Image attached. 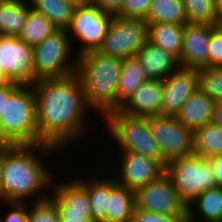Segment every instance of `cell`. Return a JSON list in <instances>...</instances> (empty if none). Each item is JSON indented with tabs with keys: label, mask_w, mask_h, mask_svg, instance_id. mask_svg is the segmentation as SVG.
<instances>
[{
	"label": "cell",
	"mask_w": 222,
	"mask_h": 222,
	"mask_svg": "<svg viewBox=\"0 0 222 222\" xmlns=\"http://www.w3.org/2000/svg\"><path fill=\"white\" fill-rule=\"evenodd\" d=\"M32 87L36 96L39 144L65 149L86 135L88 111L91 114L92 110L85 102L75 73L63 78L38 80Z\"/></svg>",
	"instance_id": "1"
},
{
	"label": "cell",
	"mask_w": 222,
	"mask_h": 222,
	"mask_svg": "<svg viewBox=\"0 0 222 222\" xmlns=\"http://www.w3.org/2000/svg\"><path fill=\"white\" fill-rule=\"evenodd\" d=\"M57 150L61 151L55 146L42 143L14 145L11 149L3 151V202L28 203L29 199L36 202L49 197L51 192L46 191L52 189L55 174L52 175L53 169H49L50 165H46L47 162L42 160L44 155L47 157L53 152L56 155Z\"/></svg>",
	"instance_id": "2"
},
{
	"label": "cell",
	"mask_w": 222,
	"mask_h": 222,
	"mask_svg": "<svg viewBox=\"0 0 222 222\" xmlns=\"http://www.w3.org/2000/svg\"><path fill=\"white\" fill-rule=\"evenodd\" d=\"M75 74L80 80L87 106L102 119L118 111V80L122 59L89 52L76 57Z\"/></svg>",
	"instance_id": "3"
},
{
	"label": "cell",
	"mask_w": 222,
	"mask_h": 222,
	"mask_svg": "<svg viewBox=\"0 0 222 222\" xmlns=\"http://www.w3.org/2000/svg\"><path fill=\"white\" fill-rule=\"evenodd\" d=\"M0 124L14 145L39 144L36 96L32 85H19L9 95Z\"/></svg>",
	"instance_id": "4"
},
{
	"label": "cell",
	"mask_w": 222,
	"mask_h": 222,
	"mask_svg": "<svg viewBox=\"0 0 222 222\" xmlns=\"http://www.w3.org/2000/svg\"><path fill=\"white\" fill-rule=\"evenodd\" d=\"M101 120L106 125L104 131L109 133L110 140L121 151L142 153L163 164L160 149L150 129L149 117L130 116L118 110L108 113Z\"/></svg>",
	"instance_id": "5"
},
{
	"label": "cell",
	"mask_w": 222,
	"mask_h": 222,
	"mask_svg": "<svg viewBox=\"0 0 222 222\" xmlns=\"http://www.w3.org/2000/svg\"><path fill=\"white\" fill-rule=\"evenodd\" d=\"M34 83L75 73L76 57L66 29H57L34 47Z\"/></svg>",
	"instance_id": "6"
},
{
	"label": "cell",
	"mask_w": 222,
	"mask_h": 222,
	"mask_svg": "<svg viewBox=\"0 0 222 222\" xmlns=\"http://www.w3.org/2000/svg\"><path fill=\"white\" fill-rule=\"evenodd\" d=\"M114 16L113 14L103 12L89 0L75 7L71 22L66 30L73 52L74 49L76 50V57L98 51L108 33ZM76 40L80 45L74 48Z\"/></svg>",
	"instance_id": "7"
},
{
	"label": "cell",
	"mask_w": 222,
	"mask_h": 222,
	"mask_svg": "<svg viewBox=\"0 0 222 222\" xmlns=\"http://www.w3.org/2000/svg\"><path fill=\"white\" fill-rule=\"evenodd\" d=\"M165 172L187 206L202 192L216 187L210 163L195 153L171 160L166 164Z\"/></svg>",
	"instance_id": "8"
},
{
	"label": "cell",
	"mask_w": 222,
	"mask_h": 222,
	"mask_svg": "<svg viewBox=\"0 0 222 222\" xmlns=\"http://www.w3.org/2000/svg\"><path fill=\"white\" fill-rule=\"evenodd\" d=\"M148 41V23L143 19L114 16L98 53L107 57L125 59L137 56Z\"/></svg>",
	"instance_id": "9"
},
{
	"label": "cell",
	"mask_w": 222,
	"mask_h": 222,
	"mask_svg": "<svg viewBox=\"0 0 222 222\" xmlns=\"http://www.w3.org/2000/svg\"><path fill=\"white\" fill-rule=\"evenodd\" d=\"M149 123L164 166L173 159L194 154V130L180 123L176 117L151 116Z\"/></svg>",
	"instance_id": "10"
},
{
	"label": "cell",
	"mask_w": 222,
	"mask_h": 222,
	"mask_svg": "<svg viewBox=\"0 0 222 222\" xmlns=\"http://www.w3.org/2000/svg\"><path fill=\"white\" fill-rule=\"evenodd\" d=\"M135 206L173 217H187L188 212L187 205L180 199L166 172L135 191Z\"/></svg>",
	"instance_id": "11"
},
{
	"label": "cell",
	"mask_w": 222,
	"mask_h": 222,
	"mask_svg": "<svg viewBox=\"0 0 222 222\" xmlns=\"http://www.w3.org/2000/svg\"><path fill=\"white\" fill-rule=\"evenodd\" d=\"M0 65L12 82L34 84V48L19 37L0 36Z\"/></svg>",
	"instance_id": "12"
},
{
	"label": "cell",
	"mask_w": 222,
	"mask_h": 222,
	"mask_svg": "<svg viewBox=\"0 0 222 222\" xmlns=\"http://www.w3.org/2000/svg\"><path fill=\"white\" fill-rule=\"evenodd\" d=\"M118 153L120 157L119 167L117 168L119 173L113 176H115L119 185L125 186L134 192L165 172V166L158 159L132 151L118 150Z\"/></svg>",
	"instance_id": "13"
},
{
	"label": "cell",
	"mask_w": 222,
	"mask_h": 222,
	"mask_svg": "<svg viewBox=\"0 0 222 222\" xmlns=\"http://www.w3.org/2000/svg\"><path fill=\"white\" fill-rule=\"evenodd\" d=\"M161 116L176 117L188 97L199 88L198 70L181 67L164 80Z\"/></svg>",
	"instance_id": "14"
},
{
	"label": "cell",
	"mask_w": 222,
	"mask_h": 222,
	"mask_svg": "<svg viewBox=\"0 0 222 222\" xmlns=\"http://www.w3.org/2000/svg\"><path fill=\"white\" fill-rule=\"evenodd\" d=\"M215 26L208 24H185L180 64L183 68L201 69L208 67L210 33Z\"/></svg>",
	"instance_id": "15"
},
{
	"label": "cell",
	"mask_w": 222,
	"mask_h": 222,
	"mask_svg": "<svg viewBox=\"0 0 222 222\" xmlns=\"http://www.w3.org/2000/svg\"><path fill=\"white\" fill-rule=\"evenodd\" d=\"M162 97V80H148L122 103L119 111L126 115L146 118L160 116Z\"/></svg>",
	"instance_id": "16"
},
{
	"label": "cell",
	"mask_w": 222,
	"mask_h": 222,
	"mask_svg": "<svg viewBox=\"0 0 222 222\" xmlns=\"http://www.w3.org/2000/svg\"><path fill=\"white\" fill-rule=\"evenodd\" d=\"M137 57L149 80H164L171 73L181 68L177 56L155 46L149 40L138 51Z\"/></svg>",
	"instance_id": "17"
},
{
	"label": "cell",
	"mask_w": 222,
	"mask_h": 222,
	"mask_svg": "<svg viewBox=\"0 0 222 222\" xmlns=\"http://www.w3.org/2000/svg\"><path fill=\"white\" fill-rule=\"evenodd\" d=\"M56 179L58 177L53 179V189H50L51 194L49 197L56 203L57 210L92 212L87 189L76 178H71V181Z\"/></svg>",
	"instance_id": "18"
},
{
	"label": "cell",
	"mask_w": 222,
	"mask_h": 222,
	"mask_svg": "<svg viewBox=\"0 0 222 222\" xmlns=\"http://www.w3.org/2000/svg\"><path fill=\"white\" fill-rule=\"evenodd\" d=\"M215 102L200 88L183 103L177 120L186 127L196 130L211 123Z\"/></svg>",
	"instance_id": "19"
},
{
	"label": "cell",
	"mask_w": 222,
	"mask_h": 222,
	"mask_svg": "<svg viewBox=\"0 0 222 222\" xmlns=\"http://www.w3.org/2000/svg\"><path fill=\"white\" fill-rule=\"evenodd\" d=\"M187 211V222H200L201 217V222H222V188L202 192L187 206Z\"/></svg>",
	"instance_id": "20"
},
{
	"label": "cell",
	"mask_w": 222,
	"mask_h": 222,
	"mask_svg": "<svg viewBox=\"0 0 222 222\" xmlns=\"http://www.w3.org/2000/svg\"><path fill=\"white\" fill-rule=\"evenodd\" d=\"M135 208V192L117 183L111 174V194L108 211L101 222H132Z\"/></svg>",
	"instance_id": "21"
},
{
	"label": "cell",
	"mask_w": 222,
	"mask_h": 222,
	"mask_svg": "<svg viewBox=\"0 0 222 222\" xmlns=\"http://www.w3.org/2000/svg\"><path fill=\"white\" fill-rule=\"evenodd\" d=\"M31 8L29 0H0V36L20 37Z\"/></svg>",
	"instance_id": "22"
},
{
	"label": "cell",
	"mask_w": 222,
	"mask_h": 222,
	"mask_svg": "<svg viewBox=\"0 0 222 222\" xmlns=\"http://www.w3.org/2000/svg\"><path fill=\"white\" fill-rule=\"evenodd\" d=\"M76 178L87 189L92 219L101 222L106 217L108 211L109 196L111 194V176L106 175L100 178L99 176L92 175L91 179Z\"/></svg>",
	"instance_id": "23"
},
{
	"label": "cell",
	"mask_w": 222,
	"mask_h": 222,
	"mask_svg": "<svg viewBox=\"0 0 222 222\" xmlns=\"http://www.w3.org/2000/svg\"><path fill=\"white\" fill-rule=\"evenodd\" d=\"M183 31L184 25L148 23V40L180 59L183 47Z\"/></svg>",
	"instance_id": "24"
},
{
	"label": "cell",
	"mask_w": 222,
	"mask_h": 222,
	"mask_svg": "<svg viewBox=\"0 0 222 222\" xmlns=\"http://www.w3.org/2000/svg\"><path fill=\"white\" fill-rule=\"evenodd\" d=\"M148 80L142 68L141 61L137 56H130L123 59L117 87L118 110L122 103Z\"/></svg>",
	"instance_id": "25"
},
{
	"label": "cell",
	"mask_w": 222,
	"mask_h": 222,
	"mask_svg": "<svg viewBox=\"0 0 222 222\" xmlns=\"http://www.w3.org/2000/svg\"><path fill=\"white\" fill-rule=\"evenodd\" d=\"M147 23L187 24V17L182 0H152L149 13L145 19Z\"/></svg>",
	"instance_id": "26"
},
{
	"label": "cell",
	"mask_w": 222,
	"mask_h": 222,
	"mask_svg": "<svg viewBox=\"0 0 222 222\" xmlns=\"http://www.w3.org/2000/svg\"><path fill=\"white\" fill-rule=\"evenodd\" d=\"M31 7L44 14L58 29H66L73 16L75 5L63 0H29Z\"/></svg>",
	"instance_id": "27"
},
{
	"label": "cell",
	"mask_w": 222,
	"mask_h": 222,
	"mask_svg": "<svg viewBox=\"0 0 222 222\" xmlns=\"http://www.w3.org/2000/svg\"><path fill=\"white\" fill-rule=\"evenodd\" d=\"M194 153L203 158L222 154V127L208 123L194 131Z\"/></svg>",
	"instance_id": "28"
},
{
	"label": "cell",
	"mask_w": 222,
	"mask_h": 222,
	"mask_svg": "<svg viewBox=\"0 0 222 222\" xmlns=\"http://www.w3.org/2000/svg\"><path fill=\"white\" fill-rule=\"evenodd\" d=\"M57 29L44 14L31 8L28 11L26 23L19 38L26 44L34 47Z\"/></svg>",
	"instance_id": "29"
},
{
	"label": "cell",
	"mask_w": 222,
	"mask_h": 222,
	"mask_svg": "<svg viewBox=\"0 0 222 222\" xmlns=\"http://www.w3.org/2000/svg\"><path fill=\"white\" fill-rule=\"evenodd\" d=\"M189 24L214 26L215 0H182Z\"/></svg>",
	"instance_id": "30"
},
{
	"label": "cell",
	"mask_w": 222,
	"mask_h": 222,
	"mask_svg": "<svg viewBox=\"0 0 222 222\" xmlns=\"http://www.w3.org/2000/svg\"><path fill=\"white\" fill-rule=\"evenodd\" d=\"M199 88L215 103L222 102V66L198 70Z\"/></svg>",
	"instance_id": "31"
},
{
	"label": "cell",
	"mask_w": 222,
	"mask_h": 222,
	"mask_svg": "<svg viewBox=\"0 0 222 222\" xmlns=\"http://www.w3.org/2000/svg\"><path fill=\"white\" fill-rule=\"evenodd\" d=\"M28 222H60L56 203L50 197L28 202Z\"/></svg>",
	"instance_id": "32"
},
{
	"label": "cell",
	"mask_w": 222,
	"mask_h": 222,
	"mask_svg": "<svg viewBox=\"0 0 222 222\" xmlns=\"http://www.w3.org/2000/svg\"><path fill=\"white\" fill-rule=\"evenodd\" d=\"M152 0H124L120 11L115 15L122 18L145 20Z\"/></svg>",
	"instance_id": "33"
},
{
	"label": "cell",
	"mask_w": 222,
	"mask_h": 222,
	"mask_svg": "<svg viewBox=\"0 0 222 222\" xmlns=\"http://www.w3.org/2000/svg\"><path fill=\"white\" fill-rule=\"evenodd\" d=\"M208 45V67L222 66V28L210 33Z\"/></svg>",
	"instance_id": "34"
},
{
	"label": "cell",
	"mask_w": 222,
	"mask_h": 222,
	"mask_svg": "<svg viewBox=\"0 0 222 222\" xmlns=\"http://www.w3.org/2000/svg\"><path fill=\"white\" fill-rule=\"evenodd\" d=\"M132 222H187V217L168 216L147 210H141L135 206Z\"/></svg>",
	"instance_id": "35"
},
{
	"label": "cell",
	"mask_w": 222,
	"mask_h": 222,
	"mask_svg": "<svg viewBox=\"0 0 222 222\" xmlns=\"http://www.w3.org/2000/svg\"><path fill=\"white\" fill-rule=\"evenodd\" d=\"M9 211L2 217L3 222H28V203L2 202ZM6 215V216H5Z\"/></svg>",
	"instance_id": "36"
},
{
	"label": "cell",
	"mask_w": 222,
	"mask_h": 222,
	"mask_svg": "<svg viewBox=\"0 0 222 222\" xmlns=\"http://www.w3.org/2000/svg\"><path fill=\"white\" fill-rule=\"evenodd\" d=\"M60 222H84L92 219V212L77 210H58Z\"/></svg>",
	"instance_id": "37"
},
{
	"label": "cell",
	"mask_w": 222,
	"mask_h": 222,
	"mask_svg": "<svg viewBox=\"0 0 222 222\" xmlns=\"http://www.w3.org/2000/svg\"><path fill=\"white\" fill-rule=\"evenodd\" d=\"M93 5L99 7L103 12L116 15L124 0H89Z\"/></svg>",
	"instance_id": "38"
},
{
	"label": "cell",
	"mask_w": 222,
	"mask_h": 222,
	"mask_svg": "<svg viewBox=\"0 0 222 222\" xmlns=\"http://www.w3.org/2000/svg\"><path fill=\"white\" fill-rule=\"evenodd\" d=\"M206 160L210 163L216 187L222 188V154L212 155L206 158Z\"/></svg>",
	"instance_id": "39"
},
{
	"label": "cell",
	"mask_w": 222,
	"mask_h": 222,
	"mask_svg": "<svg viewBox=\"0 0 222 222\" xmlns=\"http://www.w3.org/2000/svg\"><path fill=\"white\" fill-rule=\"evenodd\" d=\"M18 83H9L0 85V117L1 112L4 111L5 101L8 100L9 95L19 86Z\"/></svg>",
	"instance_id": "40"
},
{
	"label": "cell",
	"mask_w": 222,
	"mask_h": 222,
	"mask_svg": "<svg viewBox=\"0 0 222 222\" xmlns=\"http://www.w3.org/2000/svg\"><path fill=\"white\" fill-rule=\"evenodd\" d=\"M211 123L222 127V102L215 103Z\"/></svg>",
	"instance_id": "41"
},
{
	"label": "cell",
	"mask_w": 222,
	"mask_h": 222,
	"mask_svg": "<svg viewBox=\"0 0 222 222\" xmlns=\"http://www.w3.org/2000/svg\"><path fill=\"white\" fill-rule=\"evenodd\" d=\"M214 26L216 28H222V0H215Z\"/></svg>",
	"instance_id": "42"
},
{
	"label": "cell",
	"mask_w": 222,
	"mask_h": 222,
	"mask_svg": "<svg viewBox=\"0 0 222 222\" xmlns=\"http://www.w3.org/2000/svg\"><path fill=\"white\" fill-rule=\"evenodd\" d=\"M13 146L14 144L5 135L2 126L0 124V153L8 149H11Z\"/></svg>",
	"instance_id": "43"
},
{
	"label": "cell",
	"mask_w": 222,
	"mask_h": 222,
	"mask_svg": "<svg viewBox=\"0 0 222 222\" xmlns=\"http://www.w3.org/2000/svg\"><path fill=\"white\" fill-rule=\"evenodd\" d=\"M9 83H15L12 82L4 72L2 66L0 65V85L9 84Z\"/></svg>",
	"instance_id": "44"
},
{
	"label": "cell",
	"mask_w": 222,
	"mask_h": 222,
	"mask_svg": "<svg viewBox=\"0 0 222 222\" xmlns=\"http://www.w3.org/2000/svg\"><path fill=\"white\" fill-rule=\"evenodd\" d=\"M3 202V184H2V159L0 153V203Z\"/></svg>",
	"instance_id": "45"
},
{
	"label": "cell",
	"mask_w": 222,
	"mask_h": 222,
	"mask_svg": "<svg viewBox=\"0 0 222 222\" xmlns=\"http://www.w3.org/2000/svg\"><path fill=\"white\" fill-rule=\"evenodd\" d=\"M63 1L69 2V3L74 4L75 6H77V5H80L84 2H86L87 0H63Z\"/></svg>",
	"instance_id": "46"
},
{
	"label": "cell",
	"mask_w": 222,
	"mask_h": 222,
	"mask_svg": "<svg viewBox=\"0 0 222 222\" xmlns=\"http://www.w3.org/2000/svg\"><path fill=\"white\" fill-rule=\"evenodd\" d=\"M84 222H99V221L87 218Z\"/></svg>",
	"instance_id": "47"
}]
</instances>
